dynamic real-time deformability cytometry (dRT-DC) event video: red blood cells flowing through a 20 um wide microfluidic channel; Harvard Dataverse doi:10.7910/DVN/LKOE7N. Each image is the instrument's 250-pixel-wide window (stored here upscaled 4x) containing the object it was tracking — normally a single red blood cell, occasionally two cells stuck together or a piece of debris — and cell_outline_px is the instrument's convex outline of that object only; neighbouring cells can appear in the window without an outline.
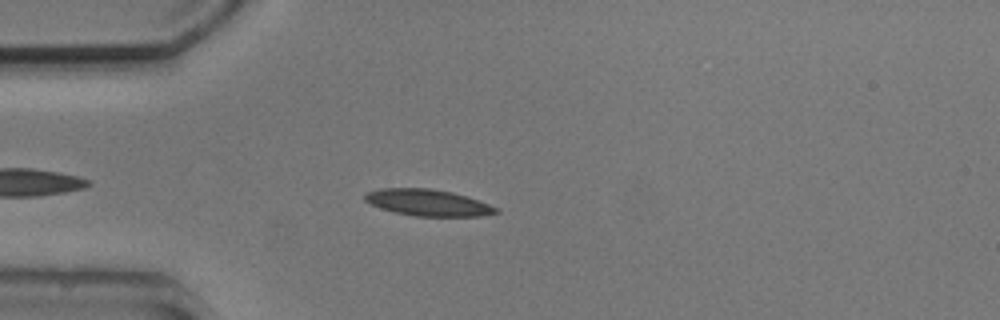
{"species": "common noctule bat (a hibernating species)", "species_latin": "Nyctalus noctula", "temperature_condition": "cold", "stored_images_in_passage": 3, "camera_frame_rate_fps": 3000, "um_per_image_px": 0.085, "animal": {"sex": "male", "body_mass_g": 20.5, "forearm_length_mm": 52.5}, "frame": {"image": 1, "passage_image": 3, "time_ms": 3.0, "image_size_px": [1000, 320], "cell_outline_px": [[500, 212], [480, 216], [416, 216], [396, 212], [380, 208], [364, 200], [364, 196], [368, 192], [380, 188], [432, 188], [452, 192], [468, 196], [488, 204], [496, 208]], "centroid_in_image_um": [36.37, 17.21], "position_along_channel_um": 48.6, "area_um2": 20.11}}